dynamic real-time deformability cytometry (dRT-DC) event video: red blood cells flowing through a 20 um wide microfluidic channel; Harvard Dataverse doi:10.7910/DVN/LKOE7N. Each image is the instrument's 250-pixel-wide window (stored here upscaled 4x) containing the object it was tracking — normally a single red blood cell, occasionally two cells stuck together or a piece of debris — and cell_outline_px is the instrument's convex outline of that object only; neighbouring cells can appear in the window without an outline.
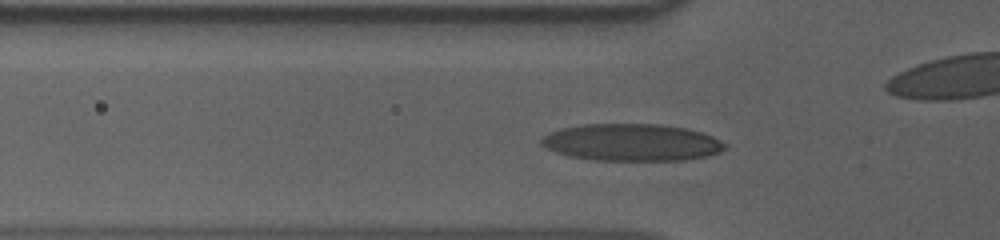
{"species": "human", "species_latin": "Homo sapiens", "temperature_condition": "cold", "stored_images_in_passage": 39, "camera_frame_rate_fps": 3000, "um_per_image_px": 0.085, "donor": {"sex": "male"}, "frame": {"image": 1, "passage_image": 10, "time_ms": 3.0, "image_size_px": [1000, 240], "cell_outline_px": [[728, 148], [720, 152], [708, 156], [684, 160], [596, 160], [568, 156], [556, 152], [540, 144], [540, 140], [544, 136], [560, 128], [580, 124], [656, 124], [684, 128], [700, 132], [712, 136], [720, 140]], "centroid_in_image_um": [53.69, 12.1], "position_along_channel_um": 72.1, "area_um2": 39.59}}
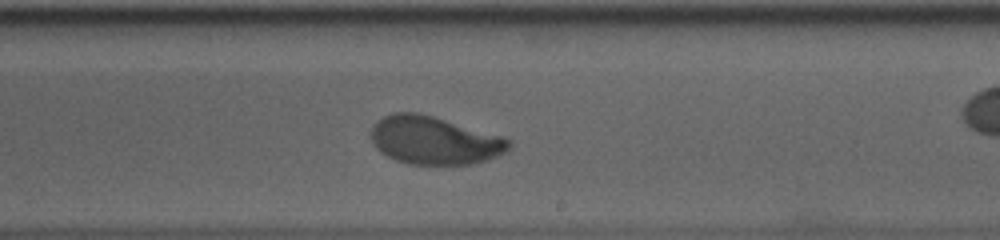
{"frame": {"image": 2, "passage_image": 25, "time_ms": 8.0, "image_size_px": [1000, 240], "cell_outline_px": [[512, 144], [504, 152], [488, 160], [476, 164], [408, 164], [396, 160], [380, 152], [372, 144], [368, 136], [368, 132], [372, 124], [376, 120], [392, 112], [420, 112], [504, 136], [512, 140]], "centroid_in_image_um": [36.87, 11.91], "position_along_channel_um": 252.1, "area_um2": 39.36}}
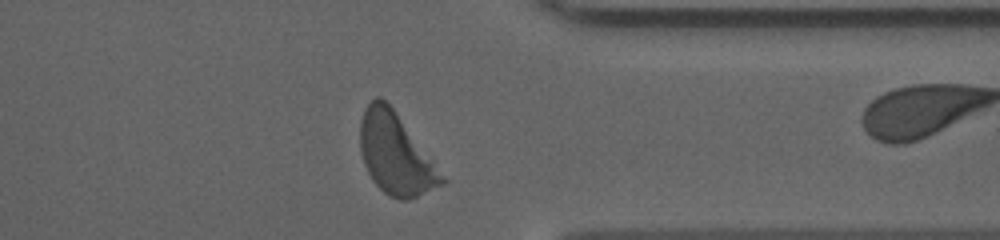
{"frame": {"image": 3, "passage_image": 36, "time_ms": 11.667, "image_size_px": [1000, 240], "cell_outline_px": [[448, 180], [444, 184], [408, 200], [400, 200], [388, 196], [372, 180], [364, 164], [360, 148], [360, 120], [364, 108], [376, 96], [380, 96], [392, 108], [432, 156]], "centroid_in_image_um": [33.65, 13.1], "position_along_channel_um": 377.7, "area_um2": 38.78}, "authors_computed_cell_mechanics": {"area_um2": 38.7838, "velocity_mm_per_s": 3.5957, "shape_relaxation_time_tau1_ms": 2.7734, "shape_relaxation_time_tau2_ms": 0.8971, "deformation_change_tau1": 0.1636, "deformation_change_tau2": 0.0526}}